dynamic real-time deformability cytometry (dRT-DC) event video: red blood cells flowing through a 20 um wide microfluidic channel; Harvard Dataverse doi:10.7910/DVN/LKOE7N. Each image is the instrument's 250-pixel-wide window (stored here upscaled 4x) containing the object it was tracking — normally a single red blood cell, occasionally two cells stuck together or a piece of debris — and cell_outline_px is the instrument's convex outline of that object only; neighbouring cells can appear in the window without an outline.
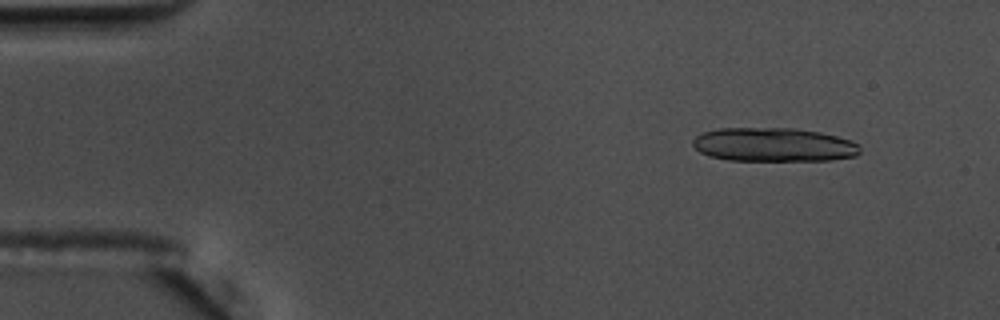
{"species": "common noctule bat (a hibernating species)", "species_latin": "Nyctalus noctula", "temperature_condition": "warm", "stored_images_in_passage": 57, "camera_frame_rate_fps": 3000, "um_per_image_px": 0.085, "animal": {"sex": "male", "body_mass_g": 17.5, "forearm_length_mm": 52.3}, "frame": {"image": 1, "passage_image": 6, "time_ms": 1.667, "image_size_px": [1000, 320], "cell_outline_px": [[860, 152], [856, 156], [832, 160], [728, 160], [708, 156], [700, 152], [692, 144], [692, 140], [696, 136], [704, 132], [720, 128], [796, 128], [820, 132], [836, 136], [860, 144]], "centroid_in_image_um": [65.76, 12.3], "position_along_channel_um": 19.2, "area_um2": 33.0}}
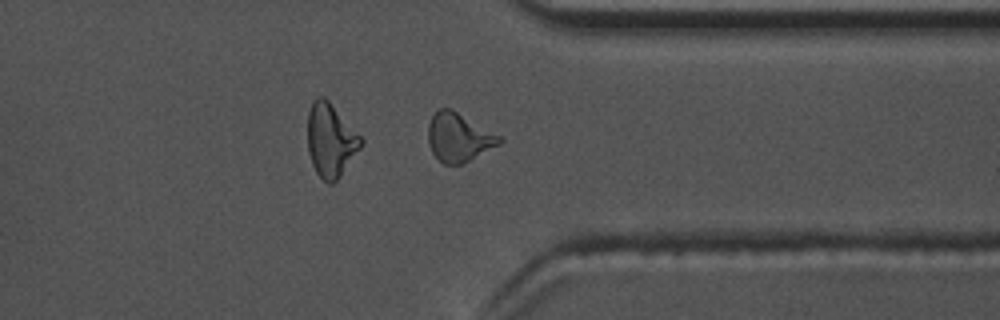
{"frame": {"image": 2, "passage_image": 44, "time_ms": 14.333, "image_size_px": [1000, 320], "cell_outline_px": [[504, 140], [500, 144], [460, 164], [444, 164], [432, 152], [428, 144], [428, 124], [432, 116], [440, 108], [452, 108], [500, 136]], "centroid_in_image_um": [38.97, 11.65], "position_along_channel_um": 372.4, "area_um2": 19.94}, "authors_computed_cell_mechanics": {"area_um2": 19.5942, "velocity_mm_per_s": 3.6448, "shape_relaxation_time_tau1_ms": 3.3825, "shape_relaxation_time_tau2_ms": 1.7002, "deformation_change_tau1": 0.1391, "deformation_change_tau2": 0.0821}}